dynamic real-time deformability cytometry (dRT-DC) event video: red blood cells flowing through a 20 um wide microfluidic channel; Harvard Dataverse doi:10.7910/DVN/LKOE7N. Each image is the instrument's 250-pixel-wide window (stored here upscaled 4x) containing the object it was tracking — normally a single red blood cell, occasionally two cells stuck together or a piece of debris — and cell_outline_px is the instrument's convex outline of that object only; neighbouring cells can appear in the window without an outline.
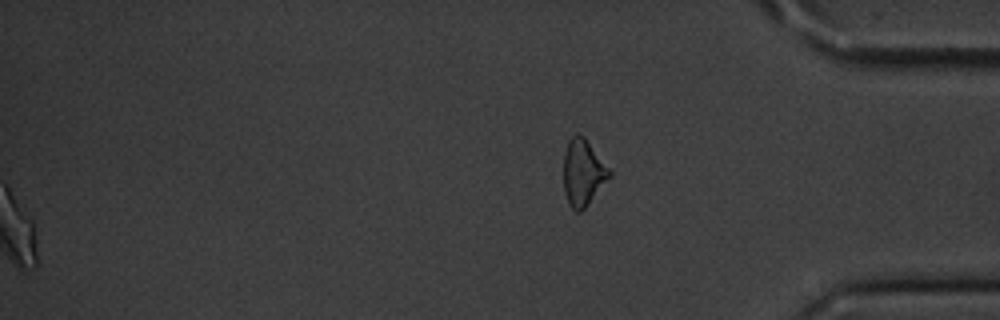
{"species": "common noctule bat (a hibernating species)", "species_latin": "Nyctalus noctula", "temperature_condition": "cold", "stored_images_in_passage": 48, "segment_of_instrument_passage": [2, 2], "camera_frame_rate_fps": 3000, "um_per_image_px": 0.085, "animal": {"sex": "male", "body_mass_g": 20.1, "forearm_length_mm": 53.5}, "frame": {"image": 1, "passage_image": 48, "time_ms": 15.667, "image_size_px": [1000, 320], "cell_outline_px": [[612, 176], [588, 204], [580, 212], [576, 212], [568, 204], [564, 192], [564, 152], [568, 140], [576, 132], [584, 136], [612, 172]], "centroid_in_image_um": [49.55, 14.66], "position_along_channel_um": 385.6, "area_um2": 17.86}}